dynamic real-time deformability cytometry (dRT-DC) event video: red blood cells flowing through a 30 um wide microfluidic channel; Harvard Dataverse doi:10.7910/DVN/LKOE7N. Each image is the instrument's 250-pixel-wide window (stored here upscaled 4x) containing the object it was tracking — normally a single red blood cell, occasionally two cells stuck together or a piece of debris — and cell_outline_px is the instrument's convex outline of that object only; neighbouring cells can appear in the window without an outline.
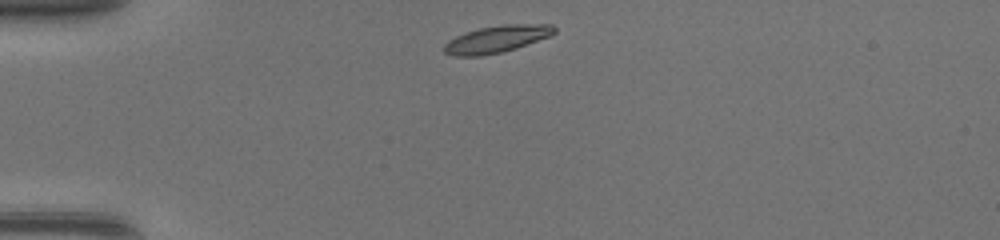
{"species": "common noctule bat (a hibernating species)", "species_latin": "Nyctalus noctula", "temperature_condition": "warm", "stored_images_in_passage": 36, "camera_frame_rate_fps": 3000, "um_per_image_px": 0.085, "animal": {"sex": "female", "body_mass_g": 17.0, "forearm_length_mm": 48.0}, "frame": {"image": 1, "passage_image": 1, "time_ms": 0.0, "image_size_px": [1000, 240], "cell_outline_px": [[556, 32], [548, 36], [516, 48], [500, 52], [480, 56], [456, 56], [444, 52], [444, 44], [448, 40], [464, 32], [480, 28], [504, 24], [552, 24], [556, 28]], "centroid_in_image_um": [42.2, 3.31], "position_along_channel_um": 42.8, "area_um2": 17.22}}
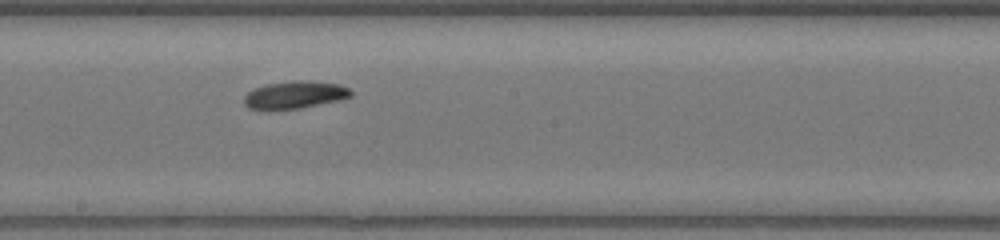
{"frame": {"image": 2, "passage_image": 16, "time_ms": 5.0, "image_size_px": [1000, 240], "cell_outline_px": [[352, 96], [336, 100], [300, 108], [248, 108], [244, 104], [244, 96], [252, 88], [268, 84], [292, 80], [308, 80], [340, 84], [348, 88], [352, 92]], "centroid_in_image_um": [25.06, 8.02], "position_along_channel_um": 223.1, "area_um2": 16.76}}
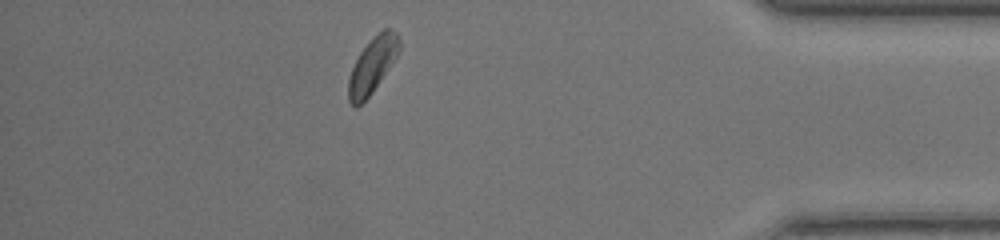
{"frame": {"image": 3, "passage_image": 31, "time_ms": 10.0, "image_size_px": [1000, 240], "cell_outline_px": [[400, 52], [372, 92], [356, 108], [352, 108], [348, 100], [348, 80], [352, 68], [360, 52], [384, 28], [388, 28], [396, 32], [400, 36]], "centroid_in_image_um": [31.66, 5.57], "position_along_channel_um": 403.5, "area_um2": 16.18}, "authors_computed_cell_mechanics": {"area_um2": 16.4152, "velocity_mm_per_s": 4.348, "shape_relaxation_time_tau1_ms": 3.0877, "shape_relaxation_time_tau2_ms": null, "deformation_change_tau1": 0.0958, "deformation_change_tau2": null}}